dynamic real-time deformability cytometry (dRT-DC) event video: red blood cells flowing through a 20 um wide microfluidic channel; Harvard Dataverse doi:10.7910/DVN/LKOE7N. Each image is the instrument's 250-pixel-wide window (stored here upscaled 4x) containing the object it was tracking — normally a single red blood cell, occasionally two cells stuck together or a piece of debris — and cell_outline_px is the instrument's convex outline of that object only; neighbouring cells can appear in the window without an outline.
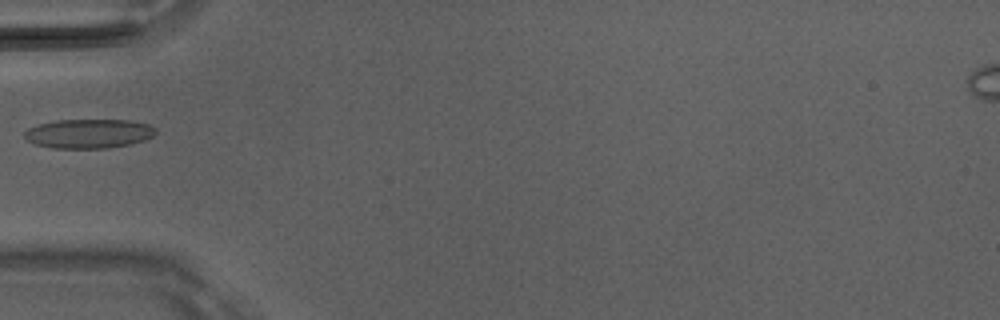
{"species": "Egyptian fruit bat (a non-hibernating species)", "species_latin": "Rousettus aegyptiacus", "temperature_condition": "room temperature", "stored_images_in_passage": 3, "camera_frame_rate_fps": 3000, "um_per_image_px": 0.085, "animal": {"sex": "male"}, "frame": {"image": 1, "passage_image": 2, "time_ms": 0.333, "image_size_px": [1000, 320], "cell_outline_px": [[156, 132], [152, 136], [144, 140], [128, 144], [108, 148], [52, 148], [36, 144], [28, 140], [24, 136], [24, 132], [28, 128], [40, 124], [56, 120], [128, 120], [148, 124], [156, 128]], "centroid_in_image_um": [7.54, 11.35], "position_along_channel_um": 77.5, "area_um2": 22.2}}